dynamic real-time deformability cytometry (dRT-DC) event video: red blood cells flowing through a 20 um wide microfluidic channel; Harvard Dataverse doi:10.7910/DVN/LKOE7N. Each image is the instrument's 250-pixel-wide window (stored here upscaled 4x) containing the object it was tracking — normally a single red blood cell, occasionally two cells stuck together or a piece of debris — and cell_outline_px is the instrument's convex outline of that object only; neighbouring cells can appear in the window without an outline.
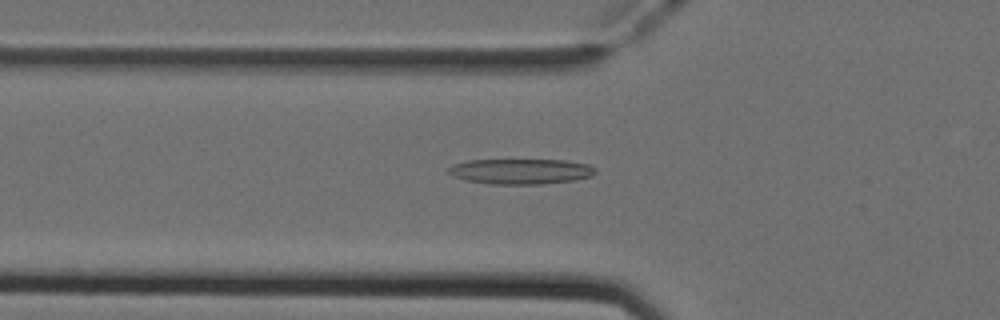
{"species": "Egyptian fruit bat (a non-hibernating species)", "species_latin": "Rousettus aegyptiacus", "temperature_condition": "cold", "stored_images_in_passage": 51, "camera_frame_rate_fps": 3000, "um_per_image_px": 0.085, "animal": {"sex": "female"}, "frame": {"image": 1, "passage_image": 18, "time_ms": 5.667, "image_size_px": [1000, 320], "cell_outline_px": [[596, 172], [592, 176], [576, 180], [544, 184], [488, 184], [464, 180], [452, 176], [448, 172], [448, 168], [452, 164], [468, 160], [564, 160], [588, 164], [596, 168]], "centroid_in_image_um": [44.25, 14.57], "position_along_channel_um": 81.5, "area_um2": 21.96}}
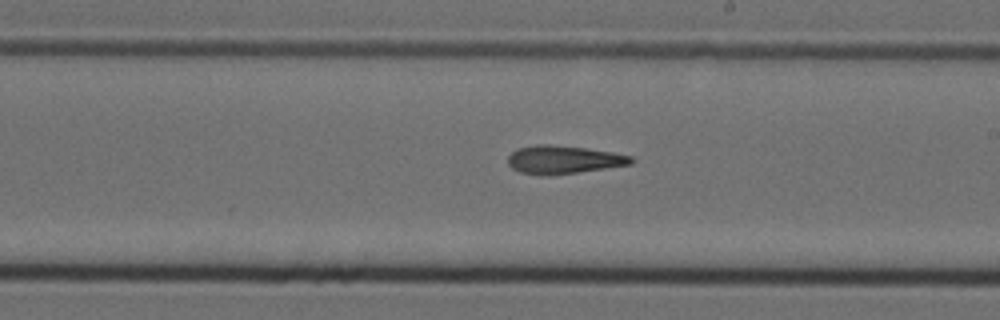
{"frame": {"image": 2, "passage_image": 30, "time_ms": 9.667, "image_size_px": [1000, 320], "cell_outline_px": [[636, 160], [632, 164], [548, 176], [540, 176], [520, 172], [512, 168], [508, 164], [508, 156], [516, 148], [536, 144], [548, 144], [584, 148], [612, 152], [632, 156]], "centroid_in_image_um": [47.86, 13.57], "position_along_channel_um": 241.1, "area_um2": 20.29}}
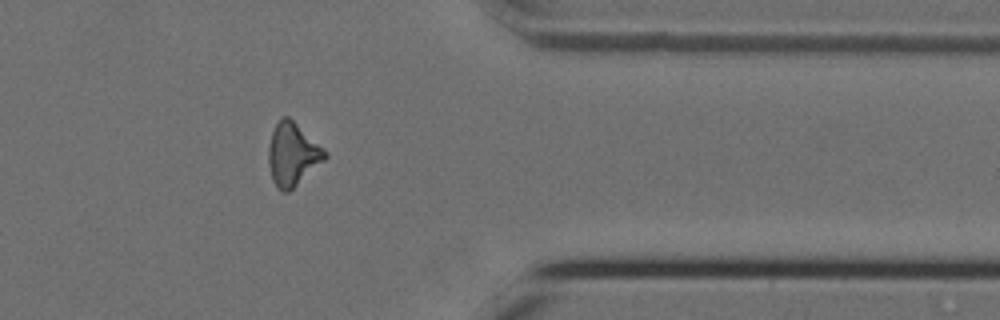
{"frame": {"image": 3, "passage_image": 42, "time_ms": 13.667, "image_size_px": [1000, 320], "cell_outline_px": [[328, 156], [324, 160], [288, 192], [284, 192], [276, 188], [272, 180], [268, 164], [268, 148], [272, 132], [280, 116], [288, 116], [324, 148], [328, 152]], "centroid_in_image_um": [24.85, 13.11], "position_along_channel_um": 386.6, "area_um2": 20.58}, "authors_computed_cell_mechanics": {"area_um2": 20.3456, "velocity_mm_per_s": 3.9619, "shape_relaxation_time_tau1_ms": null, "shape_relaxation_time_tau2_ms": 3.1722, "deformation_change_tau1": null, "deformation_change_tau2": 0.1375}}